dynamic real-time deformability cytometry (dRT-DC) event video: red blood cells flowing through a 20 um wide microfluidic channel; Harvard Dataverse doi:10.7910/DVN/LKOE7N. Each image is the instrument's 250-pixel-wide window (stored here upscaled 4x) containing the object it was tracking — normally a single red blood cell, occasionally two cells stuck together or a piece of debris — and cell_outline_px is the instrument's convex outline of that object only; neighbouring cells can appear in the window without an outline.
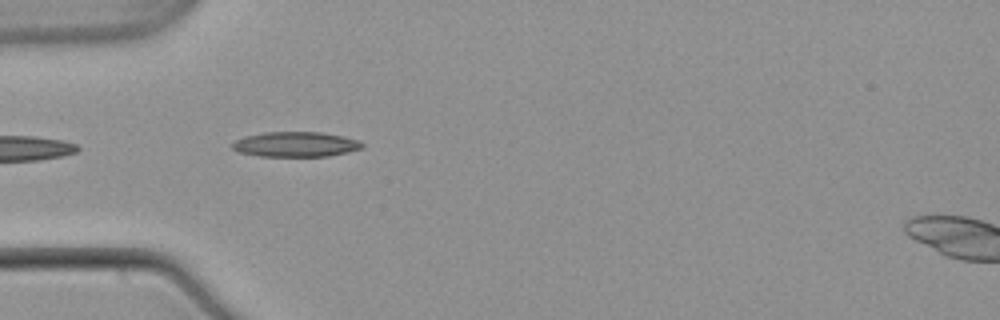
{"species": "common noctule bat (a hibernating species)", "species_latin": "Nyctalus noctula", "temperature_condition": "warm", "stored_images_in_passage": 9, "camera_frame_rate_fps": 3000, "um_per_image_px": 0.085, "animal": {"sex": "male", "body_mass_g": 21.5, "forearm_length_mm": 52.0}, "frame": {"image": 1, "passage_image": 3, "time_ms": 0.667, "image_size_px": [1000, 320], "cell_outline_px": [[364, 148], [348, 152], [328, 156], [260, 156], [236, 152], [232, 148], [232, 144], [236, 140], [244, 136], [264, 132], [320, 132], [344, 136], [360, 140], [364, 144]], "centroid_in_image_um": [25.15, 12.26], "position_along_channel_um": 59.9, "area_um2": 19.13}}